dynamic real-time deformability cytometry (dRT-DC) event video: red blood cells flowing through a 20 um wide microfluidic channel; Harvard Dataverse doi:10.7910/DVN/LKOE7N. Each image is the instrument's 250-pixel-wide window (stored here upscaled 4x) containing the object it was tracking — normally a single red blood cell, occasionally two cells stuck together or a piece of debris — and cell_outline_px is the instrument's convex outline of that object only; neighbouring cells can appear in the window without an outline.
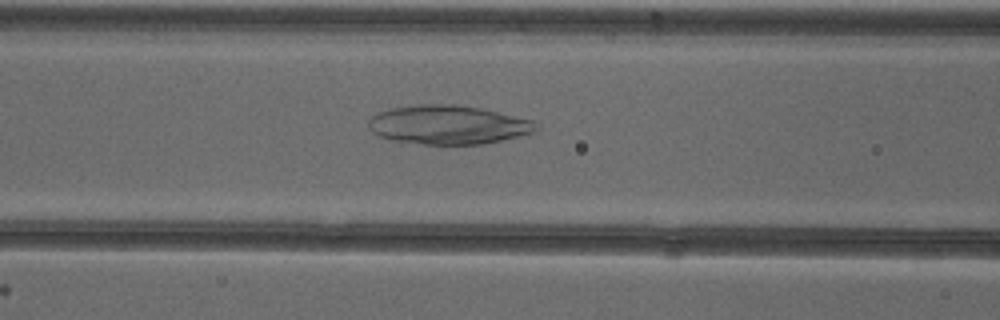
{"species": "common noctule bat (a hibernating species)", "species_latin": "Nyctalus noctula", "temperature_condition": "cold", "stored_images_in_passage": 53, "camera_frame_rate_fps": 3000, "um_per_image_px": 0.085, "animal": {"sex": "female"}, "frame": {"image": 1, "passage_image": 22, "time_ms": 7.0, "image_size_px": [1000, 320], "cell_outline_px": [[540, 128], [536, 132], [500, 140], [480, 144], [424, 144], [392, 140], [380, 136], [372, 132], [368, 128], [368, 120], [372, 116], [380, 112], [392, 108], [416, 104], [452, 104], [480, 108], [532, 120]], "centroid_in_image_um": [38.07, 10.6], "position_along_channel_um": 128.5, "area_um2": 37.8}}
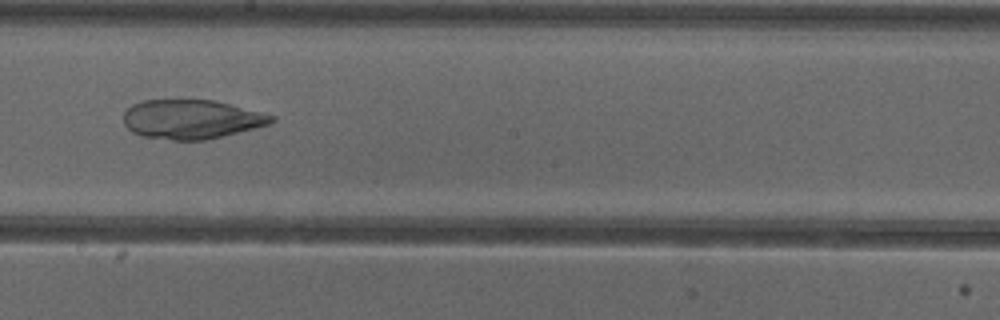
{"frame": {"image": 2, "passage_image": 30, "time_ms": 9.667, "image_size_px": [1000, 320], "cell_outline_px": [[276, 120], [272, 124], [208, 140], [172, 140], [140, 136], [132, 132], [124, 124], [124, 112], [132, 104], [140, 100], [212, 100], [276, 116]], "centroid_in_image_um": [16.27, 10.15], "position_along_channel_um": 231.9, "area_um2": 33.93}}
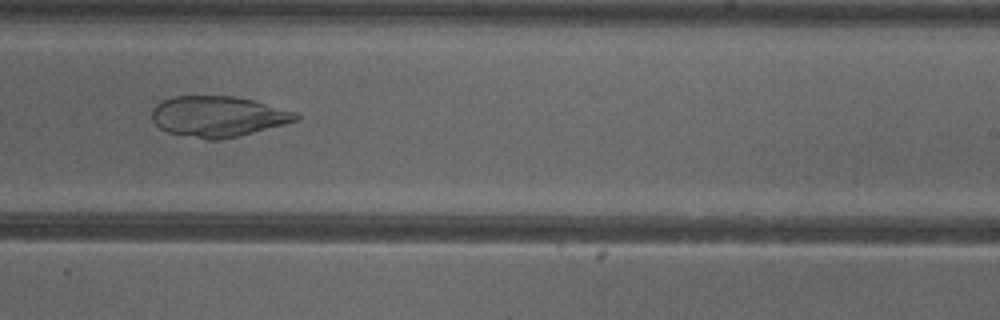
{"frame": {"image": 3, "passage_image": 33, "time_ms": 10.667, "image_size_px": [1000, 320], "cell_outline_px": [[300, 120], [240, 136], [220, 140], [208, 140], [168, 132], [160, 128], [152, 120], [152, 108], [156, 104], [172, 96], [232, 96], [252, 100], [300, 112]], "centroid_in_image_um": [18.57, 9.9], "position_along_channel_um": 270.4, "area_um2": 34.39}}